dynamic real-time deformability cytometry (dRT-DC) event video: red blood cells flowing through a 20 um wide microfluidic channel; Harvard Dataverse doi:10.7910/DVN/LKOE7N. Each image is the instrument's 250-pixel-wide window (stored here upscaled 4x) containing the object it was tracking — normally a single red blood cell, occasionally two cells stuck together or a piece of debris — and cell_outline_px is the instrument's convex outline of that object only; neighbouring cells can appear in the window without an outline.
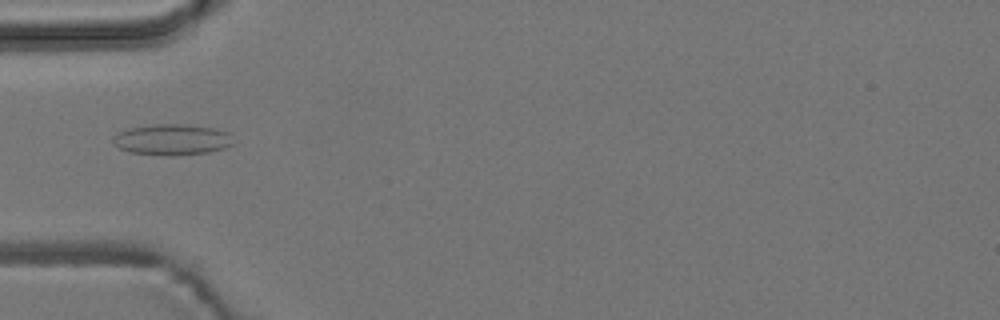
{"species": "common noctule bat (a hibernating species)", "species_latin": "Nyctalus noctula", "temperature_condition": "room temperature", "stored_images_in_passage": 7, "camera_frame_rate_fps": 3000, "um_per_image_px": 0.085, "animal": {"sex": "male", "body_mass_g": 19.2, "forearm_length_mm": 51.8}, "frame": {"image": 1, "passage_image": 5, "time_ms": 4.667, "image_size_px": [1000, 320], "cell_outline_px": [[232, 144], [224, 148], [208, 152], [176, 156], [168, 156], [128, 152], [112, 144], [112, 136], [128, 128], [156, 124], [180, 124], [216, 128], [228, 132]], "centroid_in_image_um": [14.57, 11.87], "position_along_channel_um": 70.4, "area_um2": 21.73}}
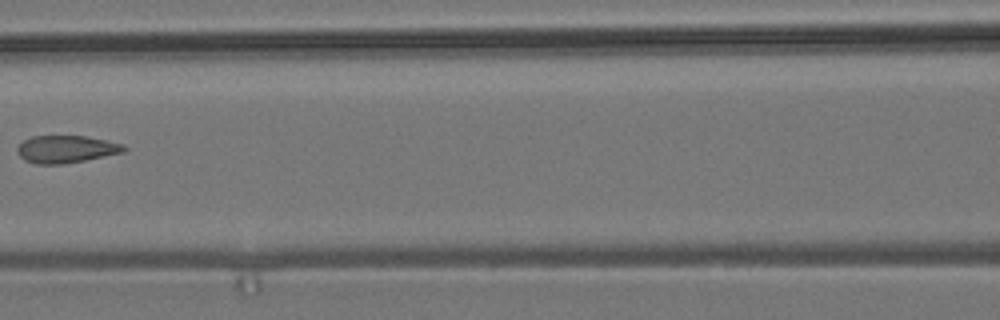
{"frame": {"image": 2, "passage_image": 7, "time_ms": 7.0, "image_size_px": [1000, 320], "cell_outline_px": [[128, 148], [124, 152], [64, 164], [36, 164], [24, 160], [16, 152], [16, 148], [24, 140], [32, 136], [84, 136], [124, 144]], "centroid_in_image_um": [5.6, 12.68], "position_along_channel_um": 161.0, "area_um2": 16.99}}